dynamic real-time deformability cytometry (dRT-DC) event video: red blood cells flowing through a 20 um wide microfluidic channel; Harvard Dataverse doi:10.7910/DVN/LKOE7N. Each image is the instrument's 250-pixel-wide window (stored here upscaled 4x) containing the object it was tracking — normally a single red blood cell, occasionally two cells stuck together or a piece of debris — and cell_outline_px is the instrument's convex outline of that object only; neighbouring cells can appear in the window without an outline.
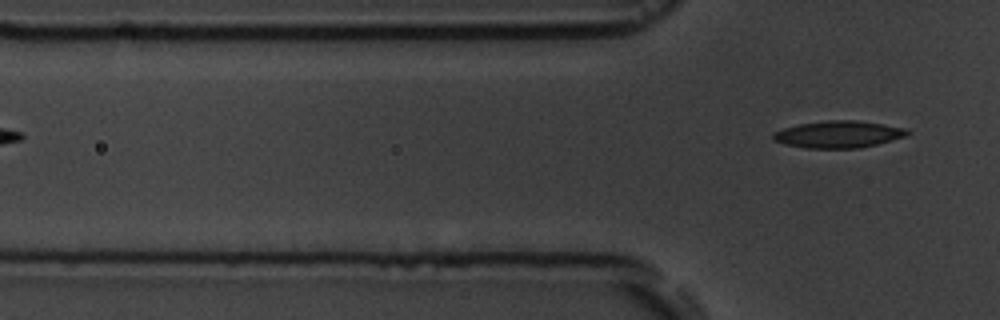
{"species": "common noctule bat (a hibernating species)", "species_latin": "Nyctalus noctula", "temperature_condition": "room temperature", "stored_images_in_passage": 4, "camera_frame_rate_fps": 3000, "um_per_image_px": 0.085, "animal": {"sex": "male", "body_mass_g": 19.5, "forearm_length_mm": 54.6}, "frame": {"image": 1, "passage_image": 4, "time_ms": 4.333, "image_size_px": [1000, 320], "cell_outline_px": [[912, 132], [904, 136], [892, 140], [876, 144], [856, 148], [808, 148], [784, 144], [772, 140], [772, 132], [784, 128], [800, 124], [824, 120], [856, 120], [904, 128]], "centroid_in_image_um": [71.21, 11.41], "position_along_channel_um": 54.6, "area_um2": 20.92}}